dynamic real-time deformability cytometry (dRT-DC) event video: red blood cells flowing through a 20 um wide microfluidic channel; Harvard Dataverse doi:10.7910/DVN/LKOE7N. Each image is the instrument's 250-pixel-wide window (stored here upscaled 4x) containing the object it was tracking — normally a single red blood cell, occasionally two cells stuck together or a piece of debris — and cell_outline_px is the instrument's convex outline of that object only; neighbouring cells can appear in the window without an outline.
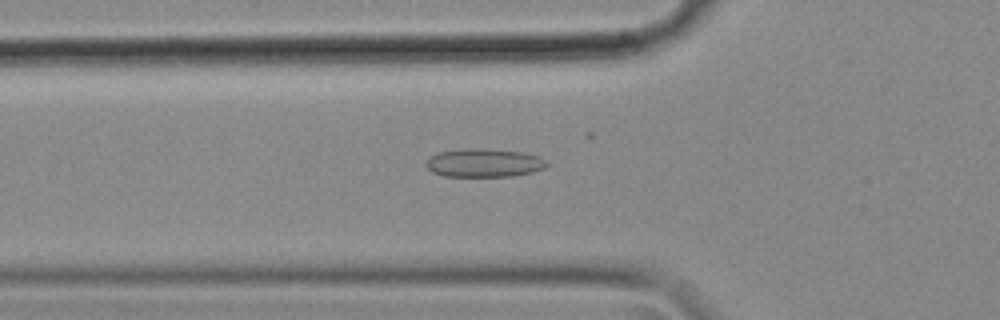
{"species": "common noctule bat (a hibernating species)", "species_latin": "Nyctalus noctula", "temperature_condition": "cold", "stored_images_in_passage": 56, "camera_frame_rate_fps": 3000, "um_per_image_px": 0.085, "animal": {"sex": "female", "body_mass_g": 18.4}, "frame": {"image": 1, "passage_image": 19, "time_ms": 6.0, "image_size_px": [1000, 320], "cell_outline_px": [[548, 164], [544, 168], [532, 172], [512, 176], [444, 176], [432, 172], [424, 164], [428, 156], [440, 152], [464, 148], [484, 148], [524, 152], [540, 156]], "centroid_in_image_um": [41.12, 13.83], "position_along_channel_um": 84.7, "area_um2": 20.17}}
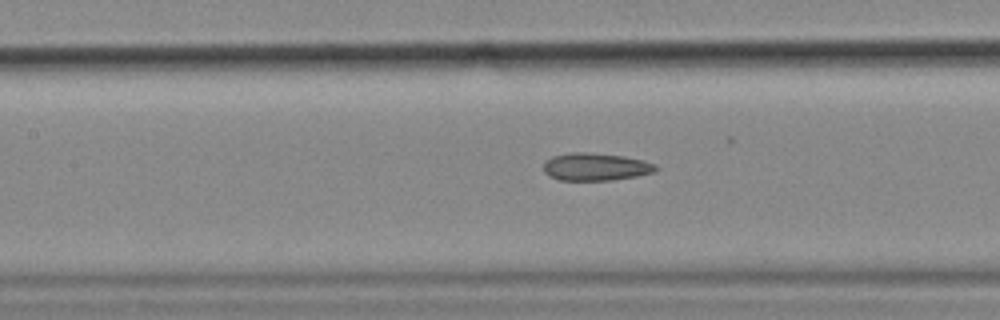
{"frame": {"image": 2, "passage_image": 25, "time_ms": 8.0, "image_size_px": [1000, 320], "cell_outline_px": [[660, 168], [652, 172], [636, 176], [612, 180], [560, 180], [548, 176], [544, 172], [544, 160], [552, 156], [572, 152], [584, 152], [624, 156], [644, 160], [656, 164]], "centroid_in_image_um": [50.61, 14.17], "position_along_channel_um": 156.8, "area_um2": 18.15}}
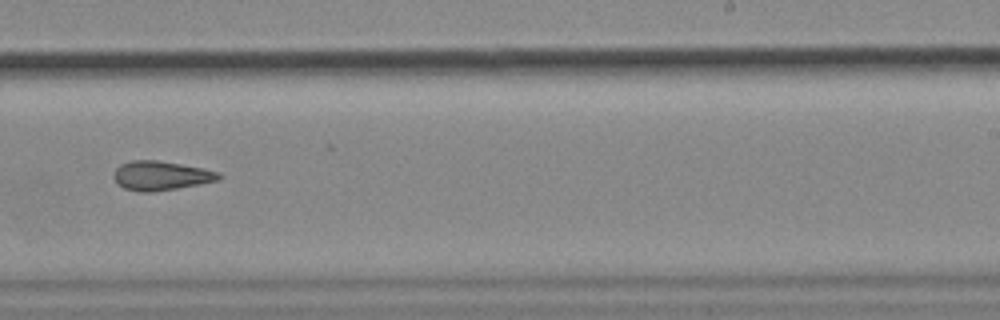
{"frame": {"image": 3, "passage_image": 35, "time_ms": 11.333, "image_size_px": [1000, 320], "cell_outline_px": [[224, 176], [220, 180], [200, 184], [152, 192], [140, 192], [124, 188], [116, 184], [112, 176], [116, 168], [120, 164], [132, 160], [156, 160], [204, 168], [220, 172]], "centroid_in_image_um": [13.68, 14.93], "position_along_channel_um": 275.3, "area_um2": 18.09}, "authors_computed_cell_mechanics": {"area_um2": 18.6116, "velocity_mm_per_s": 3.5732, "shape_relaxation_time_tau1_ms": null, "shape_relaxation_time_tau2_ms": 4.3028, "deformation_change_tau1": null, "deformation_change_tau2": 0.1278}}